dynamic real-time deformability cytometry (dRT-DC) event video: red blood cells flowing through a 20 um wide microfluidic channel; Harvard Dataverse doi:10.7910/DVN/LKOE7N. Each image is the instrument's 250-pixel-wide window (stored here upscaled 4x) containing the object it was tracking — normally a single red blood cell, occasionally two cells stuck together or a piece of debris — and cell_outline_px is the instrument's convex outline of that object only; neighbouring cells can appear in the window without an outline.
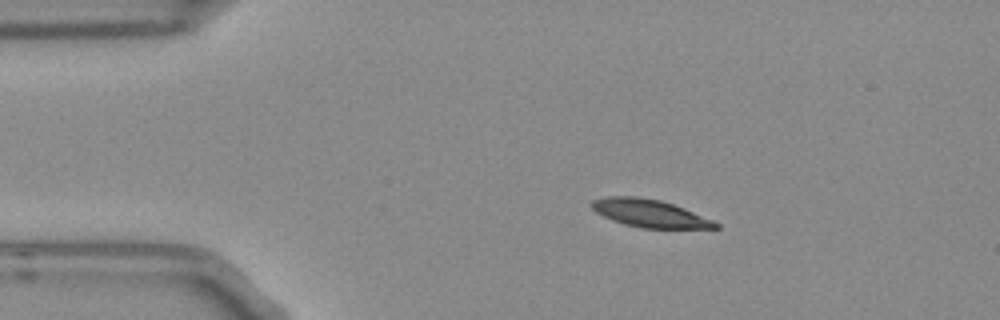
{"species": "Egyptian fruit bat (a non-hibernating species)", "species_latin": "Rousettus aegyptiacus", "temperature_condition": "room temperature", "stored_images_in_passage": 3, "camera_frame_rate_fps": 3000, "um_per_image_px": 0.085, "frame": {"image": 1, "passage_image": 2, "time_ms": 0.333, "image_size_px": [1000, 320], "cell_outline_px": [[720, 228], [640, 228], [624, 224], [612, 220], [596, 212], [592, 208], [592, 200], [604, 196], [636, 196], [660, 200], [684, 208], [712, 220], [720, 224]], "centroid_in_image_um": [55.2, 18.13], "position_along_channel_um": 29.8, "area_um2": 19.88}}